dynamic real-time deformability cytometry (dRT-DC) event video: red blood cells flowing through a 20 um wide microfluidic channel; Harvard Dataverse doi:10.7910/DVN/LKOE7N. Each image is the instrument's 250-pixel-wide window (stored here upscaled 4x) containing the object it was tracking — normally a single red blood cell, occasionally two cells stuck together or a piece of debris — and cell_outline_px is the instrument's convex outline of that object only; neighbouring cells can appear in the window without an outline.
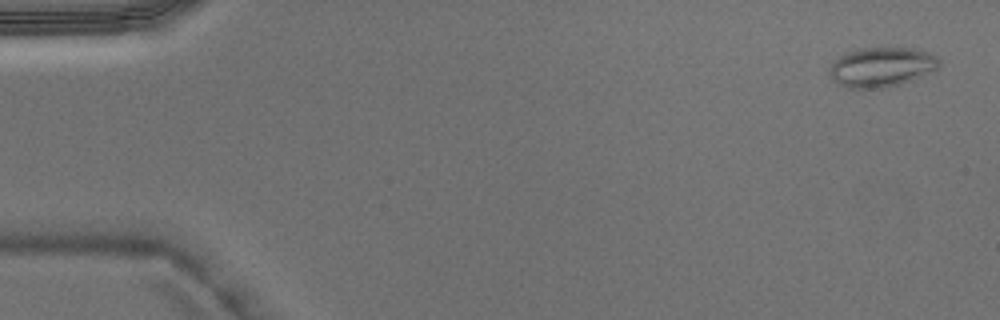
{"species": "Egyptian fruit bat (a non-hibernating species)", "species_latin": "Rousettus aegyptiacus", "temperature_condition": "warm", "stored_images_in_passage": 4, "camera_frame_rate_fps": 3000, "um_per_image_px": 0.085, "animal": {"sex": "male"}, "frame": {"image": 1, "passage_image": 1, "time_ms": 0.0, "image_size_px": [1000, 320], "cell_outline_px": [[940, 68], [912, 80], [900, 84], [884, 88], [848, 88], [832, 80], [828, 76], [828, 68], [840, 56], [848, 52], [860, 48], [916, 48], [928, 52], [936, 56], [940, 60]], "centroid_in_image_um": [74.94, 5.7], "position_along_channel_um": 10.1, "area_um2": 25.49}}